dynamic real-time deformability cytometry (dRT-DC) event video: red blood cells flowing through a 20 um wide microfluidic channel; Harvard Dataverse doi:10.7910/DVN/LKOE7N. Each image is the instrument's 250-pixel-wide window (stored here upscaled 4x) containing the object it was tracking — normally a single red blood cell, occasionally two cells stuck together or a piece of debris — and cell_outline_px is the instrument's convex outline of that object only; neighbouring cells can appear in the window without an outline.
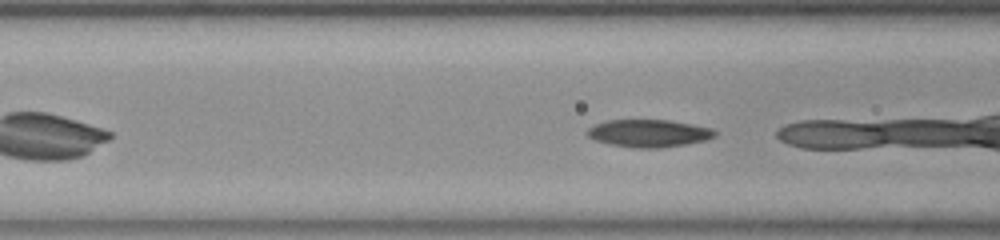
{"species": "common noctule bat (a hibernating species)", "species_latin": "Nyctalus noctula", "temperature_condition": "room temperature", "stored_images_in_passage": 36, "camera_frame_rate_fps": 3000, "um_per_image_px": 0.085, "animal": {"sex": "female", "body_mass_g": 23.0, "forearm_length_mm": 53.4}, "frame": {"image": 1, "passage_image": 11, "time_ms": 3.333, "image_size_px": [1000, 240], "cell_outline_px": [[716, 136], [704, 140], [684, 144], [656, 148], [636, 148], [612, 144], [596, 140], [588, 136], [588, 128], [596, 124], [608, 120], [668, 120], [692, 124], [712, 128], [716, 132]], "centroid_in_image_um": [55.16, 11.32], "position_along_channel_um": 111.4, "area_um2": 20.11}}
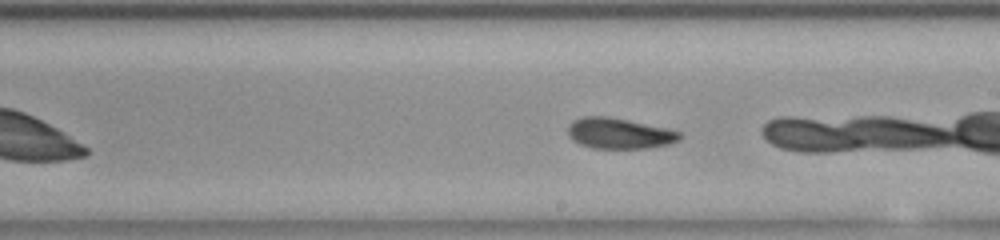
{"frame": {"image": 2, "passage_image": 21, "time_ms": 6.667, "image_size_px": [1000, 240], "cell_outline_px": [[680, 140], [668, 144], [644, 148], [592, 148], [580, 144], [572, 140], [568, 136], [568, 128], [572, 120], [584, 116], [608, 116], [668, 128], [680, 132]], "centroid_in_image_um": [52.61, 11.33], "position_along_channel_um": 236.4, "area_um2": 20.0}, "authors_computed_cell_mechanics": {"area_um2": 20.23, "velocity_mm_per_s": 3.7494, "shape_relaxation_time_tau1_ms": 6.4881, "shape_relaxation_time_tau2_ms": 1.9812, "deformation_change_tau1": 0.1575, "deformation_change_tau2": 0.0696}}